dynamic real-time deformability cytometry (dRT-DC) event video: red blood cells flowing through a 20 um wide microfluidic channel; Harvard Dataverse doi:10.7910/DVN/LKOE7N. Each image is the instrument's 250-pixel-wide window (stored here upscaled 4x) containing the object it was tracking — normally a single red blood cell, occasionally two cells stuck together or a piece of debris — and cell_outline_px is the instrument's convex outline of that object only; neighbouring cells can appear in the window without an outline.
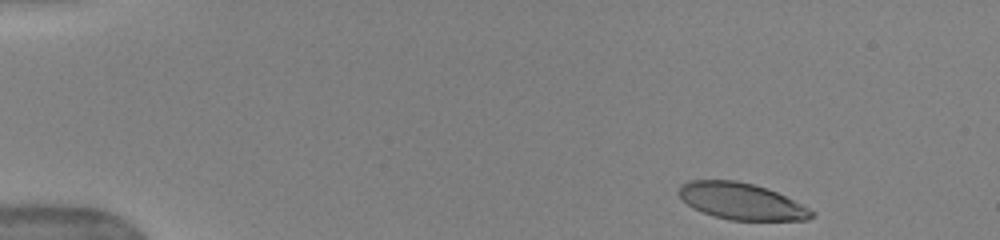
{"species": "human", "species_latin": "Homo sapiens", "temperature_condition": "warm", "stored_images_in_passage": 43, "camera_frame_rate_fps": 3000, "um_per_image_px": 0.085, "donor": {"sex": "female"}, "frame": {"image": 1, "passage_image": 2, "time_ms": 0.333, "image_size_px": [1000, 240], "cell_outline_px": [[816, 216], [808, 220], [728, 220], [712, 216], [692, 208], [676, 192], [680, 184], [688, 180], [736, 180], [752, 184], [776, 192], [816, 212]], "centroid_in_image_um": [62.98, 17.11], "position_along_channel_um": 22.0, "area_um2": 28.32}}
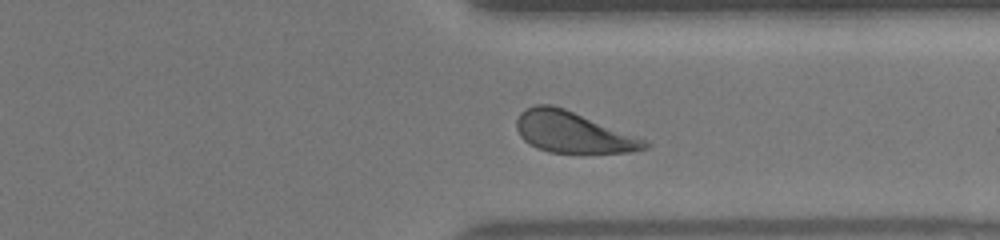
{"frame": {"image": 2, "passage_image": 36, "time_ms": 11.667, "image_size_px": [1000, 240], "cell_outline_px": [[652, 144], [648, 148], [628, 152], [548, 152], [536, 148], [524, 140], [520, 136], [516, 128], [516, 120], [520, 112], [524, 108], [536, 104], [552, 104], [564, 108], [648, 140]], "centroid_in_image_um": [48.68, 11.22], "position_along_channel_um": 362.7, "area_um2": 30.75}}
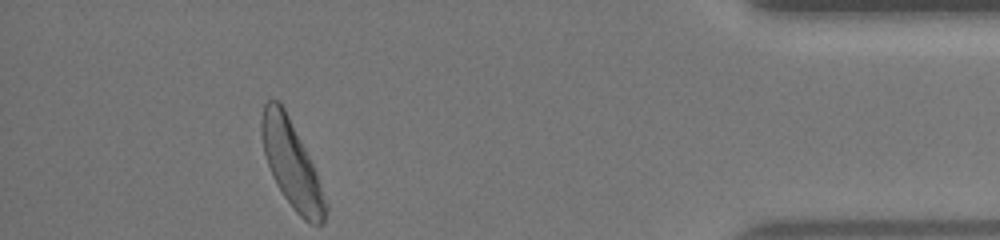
{"frame": {"image": 3, "passage_image": 43, "time_ms": 14.0, "image_size_px": [1000, 240], "cell_outline_px": [[328, 208], [324, 220], [320, 224], [312, 224], [304, 220], [292, 208], [276, 184], [272, 176], [264, 152], [260, 132], [260, 124], [264, 104], [268, 100], [280, 100], [316, 172], [328, 204]], "centroid_in_image_um": [24.77, 13.98], "position_along_channel_um": 410.4, "area_um2": 31.79}, "authors_computed_cell_mechanics": {"area_um2": 31.2698, "velocity_mm_per_s": 3.9292, "shape_relaxation_time_tau1_ms": 2.9091, "shape_relaxation_time_tau2_ms": 0.877, "deformation_change_tau1": 0.1662, "deformation_change_tau2": 0.0842}}